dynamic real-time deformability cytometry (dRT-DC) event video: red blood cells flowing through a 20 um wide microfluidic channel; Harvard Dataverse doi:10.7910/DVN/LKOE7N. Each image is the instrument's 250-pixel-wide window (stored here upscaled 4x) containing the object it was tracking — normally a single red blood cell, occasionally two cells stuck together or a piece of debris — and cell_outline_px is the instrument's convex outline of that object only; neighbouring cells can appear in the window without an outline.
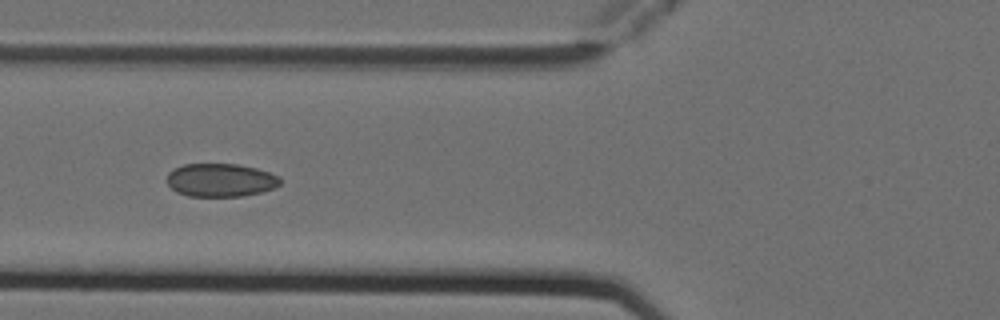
{"species": "Egyptian fruit bat (a non-hibernating species)", "species_latin": "Rousettus aegyptiacus", "temperature_condition": "cold", "stored_images_in_passage": 6, "camera_frame_rate_fps": 3000, "um_per_image_px": 0.085, "animal": {"sex": "female"}, "frame": {"image": 1, "passage_image": 6, "time_ms": 1.667, "image_size_px": [1000, 320], "cell_outline_px": [[280, 184], [272, 188], [260, 192], [244, 196], [188, 196], [176, 192], [168, 184], [168, 172], [172, 168], [184, 164], [236, 164], [256, 168], [268, 172], [276, 176], [280, 180]], "centroid_in_image_um": [18.7, 15.31], "position_along_channel_um": 107.1, "area_um2": 21.79}}